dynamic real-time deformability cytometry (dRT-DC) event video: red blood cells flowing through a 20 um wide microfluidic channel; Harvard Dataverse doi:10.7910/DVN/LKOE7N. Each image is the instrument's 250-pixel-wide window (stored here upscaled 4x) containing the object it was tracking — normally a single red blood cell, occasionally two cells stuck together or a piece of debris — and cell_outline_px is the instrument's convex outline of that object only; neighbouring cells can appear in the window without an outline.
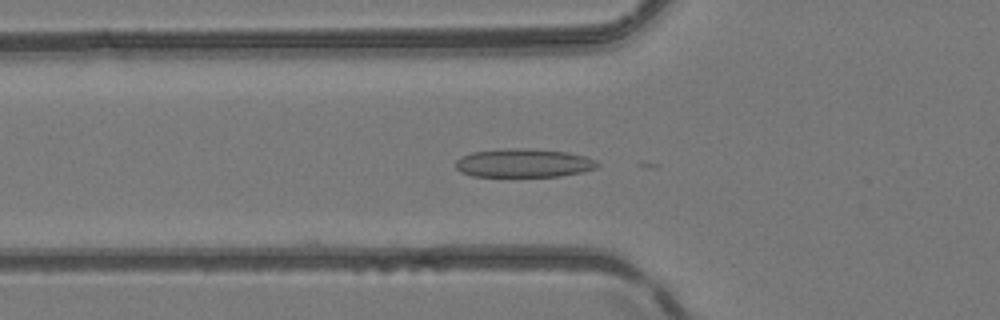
{"species": "common noctule bat (a hibernating species)", "species_latin": "Nyctalus noctula", "temperature_condition": "room temperature", "stored_images_in_passage": 4, "camera_frame_rate_fps": 3000, "um_per_image_px": 0.085, "animal": {"sex": "female", "body_mass_g": 24.6, "forearm_length_mm": 56.2}, "frame": {"image": 1, "passage_image": 4, "time_ms": 1.0, "image_size_px": [1000, 320], "cell_outline_px": [[600, 164], [596, 168], [584, 172], [560, 176], [472, 176], [460, 172], [456, 168], [456, 160], [460, 156], [472, 152], [508, 148], [532, 148], [568, 152], [584, 156], [596, 160]], "centroid_in_image_um": [44.52, 13.85], "position_along_channel_um": 81.3, "area_um2": 23.81}}